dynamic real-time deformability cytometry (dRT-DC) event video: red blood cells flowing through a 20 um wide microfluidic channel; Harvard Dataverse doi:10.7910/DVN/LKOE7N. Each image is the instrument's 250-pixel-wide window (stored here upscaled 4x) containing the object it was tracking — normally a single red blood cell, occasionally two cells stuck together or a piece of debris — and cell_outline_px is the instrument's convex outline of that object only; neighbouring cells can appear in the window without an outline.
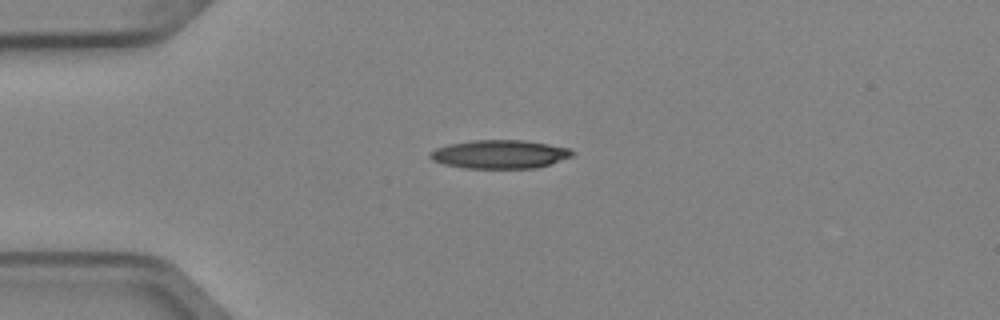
{"species": "Egyptian fruit bat (a non-hibernating species)", "species_latin": "Rousettus aegyptiacus", "temperature_condition": "cold", "stored_images_in_passage": 2, "camera_frame_rate_fps": 3000, "um_per_image_px": 0.085, "animal": {"sex": "female"}, "frame": {"image": 1, "passage_image": 1, "time_ms": 0.0, "image_size_px": [1000, 320], "cell_outline_px": [[576, 152], [572, 156], [536, 168], [464, 168], [444, 164], [432, 160], [428, 156], [428, 152], [436, 148], [448, 144], [472, 140], [524, 140], [548, 144], [568, 148]], "centroid_in_image_um": [42.43, 13.1], "position_along_channel_um": 42.6, "area_um2": 23.64}}